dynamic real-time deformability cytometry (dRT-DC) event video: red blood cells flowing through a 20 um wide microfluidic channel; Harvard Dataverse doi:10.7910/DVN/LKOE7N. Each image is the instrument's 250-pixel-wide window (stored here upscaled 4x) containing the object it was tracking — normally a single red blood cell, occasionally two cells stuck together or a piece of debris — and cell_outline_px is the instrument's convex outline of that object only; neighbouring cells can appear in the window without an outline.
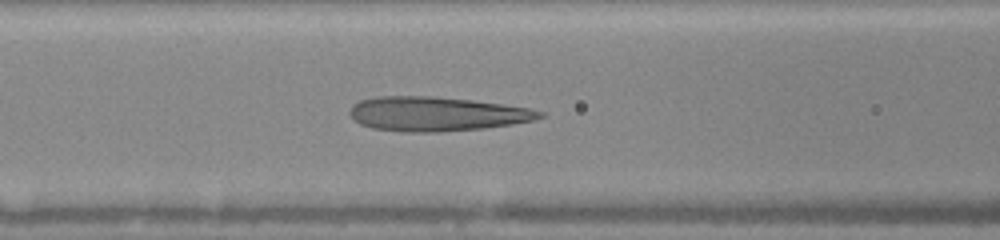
{"species": "human", "species_latin": "Homo sapiens", "temperature_condition": "warm", "stored_images_in_passage": 22, "camera_frame_rate_fps": 3000, "um_per_image_px": 0.085, "donor": {"sex": "female"}, "frame": {"image": 1, "passage_image": 21, "time_ms": 6.667, "image_size_px": [1000, 240], "cell_outline_px": [[544, 116], [532, 120], [512, 124], [484, 128], [440, 132], [404, 132], [372, 128], [360, 124], [352, 120], [348, 112], [352, 104], [360, 100], [376, 96], [432, 96], [472, 100], [528, 108], [544, 112]], "centroid_in_image_um": [37.03, 9.68], "position_along_channel_um": 129.6, "area_um2": 38.09}}